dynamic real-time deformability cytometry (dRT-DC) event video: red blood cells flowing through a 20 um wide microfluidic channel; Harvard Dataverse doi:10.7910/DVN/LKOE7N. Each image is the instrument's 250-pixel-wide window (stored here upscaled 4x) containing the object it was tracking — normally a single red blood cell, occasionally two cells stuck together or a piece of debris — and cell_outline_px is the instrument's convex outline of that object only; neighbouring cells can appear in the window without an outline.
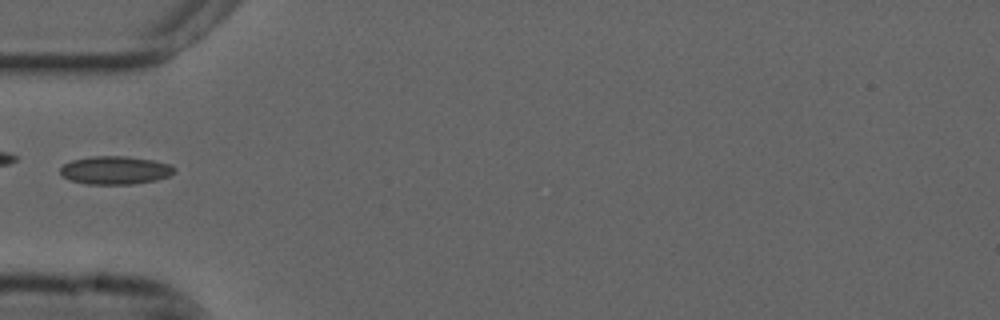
{"species": "common noctule bat (a hibernating species)", "species_latin": "Nyctalus noctula", "temperature_condition": "cold", "stored_images_in_passage": 29, "camera_frame_rate_fps": 3000, "um_per_image_px": 0.085, "animal": {"sex": "male", "forearm_length_mm": 52.5}, "frame": {"image": 1, "passage_image": 1, "time_ms": 0.0, "image_size_px": [1000, 320], "cell_outline_px": [[176, 172], [168, 176], [156, 180], [132, 184], [88, 184], [68, 180], [60, 172], [60, 168], [64, 164], [72, 160], [92, 156], [124, 156], [152, 160], [172, 164], [176, 168]], "centroid_in_image_um": [9.82, 14.47], "position_along_channel_um": 75.2, "area_um2": 18.79}}
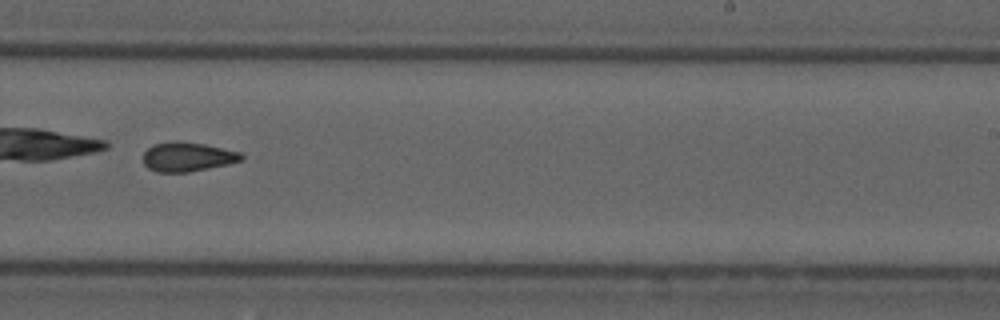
{"frame": {"image": 2, "passage_image": 17, "time_ms": 5.333, "image_size_px": [1000, 320], "cell_outline_px": [[244, 160], [228, 164], [188, 172], [156, 172], [148, 168], [144, 164], [144, 152], [152, 144], [204, 144], [240, 152], [244, 156]], "centroid_in_image_um": [15.97, 13.38], "position_along_channel_um": 273.0, "area_um2": 16.07}}